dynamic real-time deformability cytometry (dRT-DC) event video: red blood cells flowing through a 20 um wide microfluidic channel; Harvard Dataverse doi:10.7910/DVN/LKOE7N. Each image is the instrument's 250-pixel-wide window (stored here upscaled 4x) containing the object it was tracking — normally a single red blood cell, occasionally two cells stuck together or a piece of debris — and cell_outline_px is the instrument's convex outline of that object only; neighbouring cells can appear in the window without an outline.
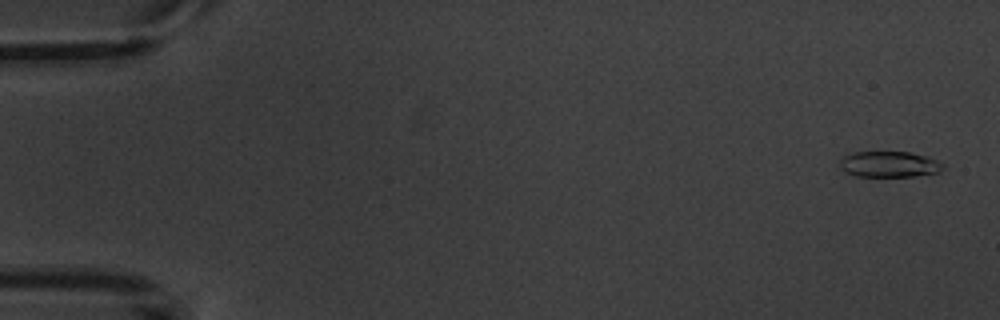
{"species": "common noctule bat (a hibernating species)", "species_latin": "Nyctalus noctula", "temperature_condition": "warm", "stored_images_in_passage": 6, "camera_frame_rate_fps": 3000, "um_per_image_px": 0.085, "animal": {"sex": "male", "body_mass_g": 20.1, "forearm_length_mm": 53.5}, "frame": {"image": 1, "passage_image": 1, "time_ms": 0.0, "image_size_px": [1000, 320], "cell_outline_px": [[944, 168], [940, 172], [912, 176], [856, 176], [844, 172], [840, 168], [840, 160], [844, 156], [852, 152], [908, 152], [928, 156], [944, 164]], "centroid_in_image_um": [75.58, 13.96], "position_along_channel_um": 9.4, "area_um2": 15.61}}
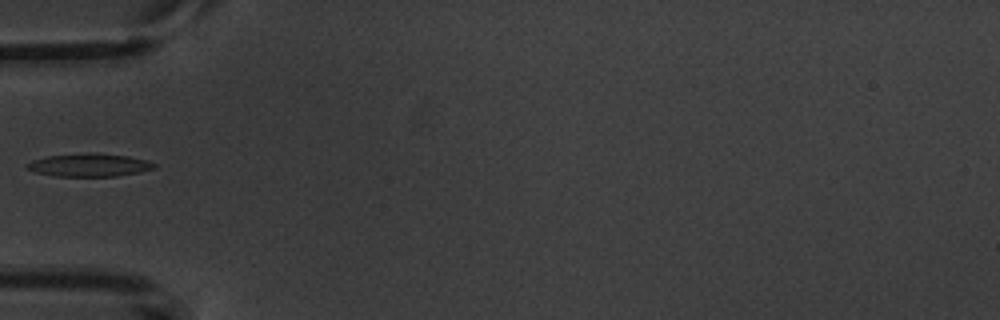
{"frame": {"image": 2, "passage_image": 6, "time_ms": 5.667, "image_size_px": [1000, 320], "cell_outline_px": [[156, 168], [140, 172], [116, 176], [56, 176], [36, 172], [24, 168], [24, 164], [32, 160], [48, 156], [96, 152], [128, 156], [148, 160], [156, 164]], "centroid_in_image_um": [7.59, 14.02], "position_along_channel_um": 77.4, "area_um2": 17.17}}